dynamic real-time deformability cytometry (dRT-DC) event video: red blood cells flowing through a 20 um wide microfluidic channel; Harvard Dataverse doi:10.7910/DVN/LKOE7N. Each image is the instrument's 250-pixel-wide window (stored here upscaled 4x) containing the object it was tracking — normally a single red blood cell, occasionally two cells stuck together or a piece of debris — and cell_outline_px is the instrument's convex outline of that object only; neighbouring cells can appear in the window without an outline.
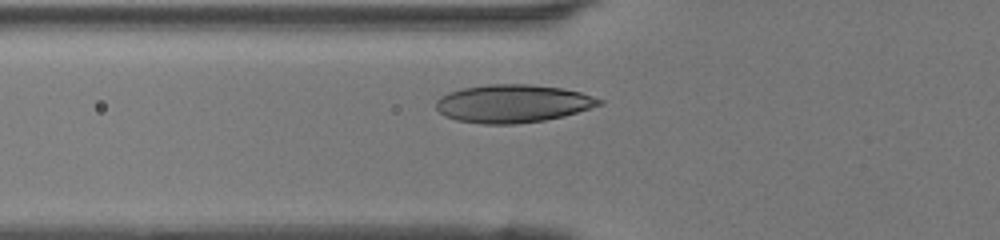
{"species": "human", "species_latin": "Homo sapiens", "temperature_condition": "room temperature", "stored_images_in_passage": 25, "camera_frame_rate_fps": 3000, "um_per_image_px": 0.085, "donor": {"sex": "female"}, "frame": {"image": 1, "passage_image": 2, "time_ms": 0.333, "image_size_px": [1000, 240], "cell_outline_px": [[604, 104], [564, 116], [544, 120], [516, 124], [484, 124], [456, 120], [444, 116], [436, 108], [436, 100], [440, 96], [448, 92], [464, 88], [488, 84], [528, 84], [560, 88], [580, 92], [604, 100]], "centroid_in_image_um": [43.58, 8.8], "position_along_channel_um": 82.2, "area_um2": 36.18}}
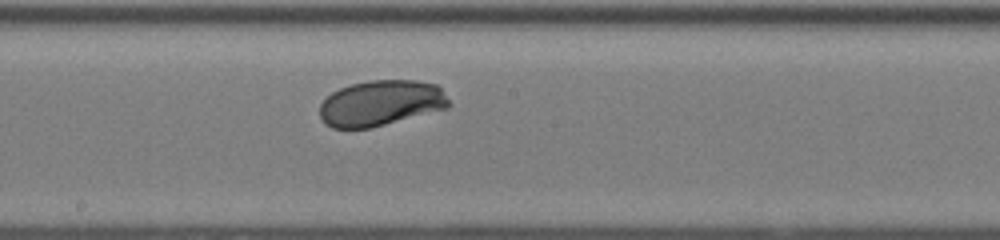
{"frame": {"image": 2, "passage_image": 11, "time_ms": 3.333, "image_size_px": [1000, 240], "cell_outline_px": [[452, 104], [448, 108], [372, 128], [332, 128], [324, 124], [320, 120], [320, 104], [332, 92], [340, 88], [352, 84], [368, 80], [416, 80], [436, 84], [440, 88]], "centroid_in_image_um": [32.37, 8.77], "position_along_channel_um": 215.8, "area_um2": 34.62}}
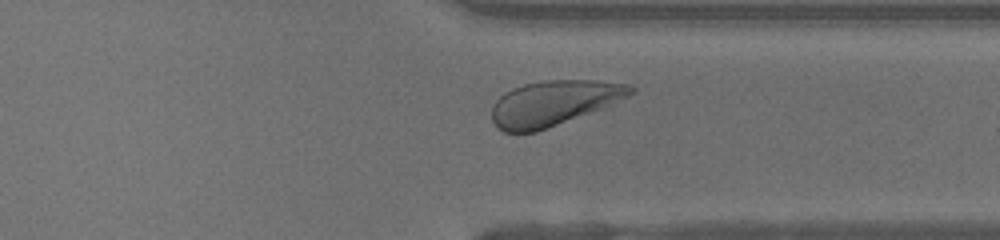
{"frame": {"image": 3, "passage_image": 21, "time_ms": 6.667, "image_size_px": [1000, 240], "cell_outline_px": [[636, 92], [604, 108], [536, 132], [504, 132], [496, 128], [492, 120], [492, 108], [496, 100], [500, 96], [512, 88], [524, 84], [544, 80], [592, 80], [628, 84], [636, 88]], "centroid_in_image_um": [47.07, 8.76], "position_along_channel_um": 364.3, "area_um2": 36.53}}